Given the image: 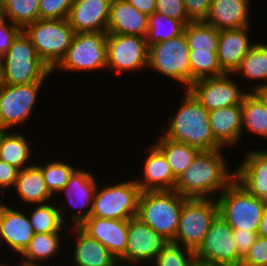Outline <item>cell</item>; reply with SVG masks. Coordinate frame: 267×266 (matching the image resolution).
Returning <instances> with one entry per match:
<instances>
[{"mask_svg": "<svg viewBox=\"0 0 267 266\" xmlns=\"http://www.w3.org/2000/svg\"><path fill=\"white\" fill-rule=\"evenodd\" d=\"M221 150L200 151L177 178L174 191L186 198L211 199V195L221 194L235 180V172L229 173Z\"/></svg>", "mask_w": 267, "mask_h": 266, "instance_id": "6da1fadb", "label": "cell"}, {"mask_svg": "<svg viewBox=\"0 0 267 266\" xmlns=\"http://www.w3.org/2000/svg\"><path fill=\"white\" fill-rule=\"evenodd\" d=\"M174 117L166 123L163 135L170 140L185 143L200 151L222 149L215 139L209 121V111L188 91Z\"/></svg>", "mask_w": 267, "mask_h": 266, "instance_id": "7a4b0ae2", "label": "cell"}, {"mask_svg": "<svg viewBox=\"0 0 267 266\" xmlns=\"http://www.w3.org/2000/svg\"><path fill=\"white\" fill-rule=\"evenodd\" d=\"M0 72L4 84L9 85L44 82L52 73L38 57L35 47L23 30L0 57Z\"/></svg>", "mask_w": 267, "mask_h": 266, "instance_id": "3957f363", "label": "cell"}, {"mask_svg": "<svg viewBox=\"0 0 267 266\" xmlns=\"http://www.w3.org/2000/svg\"><path fill=\"white\" fill-rule=\"evenodd\" d=\"M186 199L174 190L142 191L136 217L159 233L164 240L173 242Z\"/></svg>", "mask_w": 267, "mask_h": 266, "instance_id": "277c9868", "label": "cell"}, {"mask_svg": "<svg viewBox=\"0 0 267 266\" xmlns=\"http://www.w3.org/2000/svg\"><path fill=\"white\" fill-rule=\"evenodd\" d=\"M23 31L30 38L38 57L52 72L65 56L75 34L68 19H38Z\"/></svg>", "mask_w": 267, "mask_h": 266, "instance_id": "5b68a950", "label": "cell"}, {"mask_svg": "<svg viewBox=\"0 0 267 266\" xmlns=\"http://www.w3.org/2000/svg\"><path fill=\"white\" fill-rule=\"evenodd\" d=\"M219 197V198H218ZM219 215L232 229L257 232L267 204L234 180L217 196Z\"/></svg>", "mask_w": 267, "mask_h": 266, "instance_id": "8992f818", "label": "cell"}, {"mask_svg": "<svg viewBox=\"0 0 267 266\" xmlns=\"http://www.w3.org/2000/svg\"><path fill=\"white\" fill-rule=\"evenodd\" d=\"M218 214L217 200L213 198H187L181 209L173 243L195 252L202 244L212 221Z\"/></svg>", "mask_w": 267, "mask_h": 266, "instance_id": "52a82bcc", "label": "cell"}, {"mask_svg": "<svg viewBox=\"0 0 267 266\" xmlns=\"http://www.w3.org/2000/svg\"><path fill=\"white\" fill-rule=\"evenodd\" d=\"M189 50L184 32L170 40L154 43L149 46L148 68L184 84L187 90L191 85Z\"/></svg>", "mask_w": 267, "mask_h": 266, "instance_id": "ba28073f", "label": "cell"}, {"mask_svg": "<svg viewBox=\"0 0 267 266\" xmlns=\"http://www.w3.org/2000/svg\"><path fill=\"white\" fill-rule=\"evenodd\" d=\"M107 32L75 33L71 46L54 69L94 71L107 68Z\"/></svg>", "mask_w": 267, "mask_h": 266, "instance_id": "9c48e42d", "label": "cell"}, {"mask_svg": "<svg viewBox=\"0 0 267 266\" xmlns=\"http://www.w3.org/2000/svg\"><path fill=\"white\" fill-rule=\"evenodd\" d=\"M141 192L135 179L97 189L90 216L130 220L137 216Z\"/></svg>", "mask_w": 267, "mask_h": 266, "instance_id": "30bf717a", "label": "cell"}, {"mask_svg": "<svg viewBox=\"0 0 267 266\" xmlns=\"http://www.w3.org/2000/svg\"><path fill=\"white\" fill-rule=\"evenodd\" d=\"M194 254L199 260L223 266H236L243 258L237 252L233 229L219 214L212 221L202 244Z\"/></svg>", "mask_w": 267, "mask_h": 266, "instance_id": "8fae6325", "label": "cell"}, {"mask_svg": "<svg viewBox=\"0 0 267 266\" xmlns=\"http://www.w3.org/2000/svg\"><path fill=\"white\" fill-rule=\"evenodd\" d=\"M107 68L117 73L146 69L149 46L145 37L107 33Z\"/></svg>", "mask_w": 267, "mask_h": 266, "instance_id": "7c38bea8", "label": "cell"}, {"mask_svg": "<svg viewBox=\"0 0 267 266\" xmlns=\"http://www.w3.org/2000/svg\"><path fill=\"white\" fill-rule=\"evenodd\" d=\"M43 82L30 84H4L0 93V127L10 129L22 124L29 116L37 101V94Z\"/></svg>", "mask_w": 267, "mask_h": 266, "instance_id": "4fadbf2b", "label": "cell"}, {"mask_svg": "<svg viewBox=\"0 0 267 266\" xmlns=\"http://www.w3.org/2000/svg\"><path fill=\"white\" fill-rule=\"evenodd\" d=\"M231 74L194 81L187 89L208 111L228 106L242 105L249 93L241 90L238 83L229 78Z\"/></svg>", "mask_w": 267, "mask_h": 266, "instance_id": "5bb4252c", "label": "cell"}, {"mask_svg": "<svg viewBox=\"0 0 267 266\" xmlns=\"http://www.w3.org/2000/svg\"><path fill=\"white\" fill-rule=\"evenodd\" d=\"M167 243L164 238L139 218L129 220L128 239L125 253L118 259L122 263H147L156 259Z\"/></svg>", "mask_w": 267, "mask_h": 266, "instance_id": "9a60e30c", "label": "cell"}, {"mask_svg": "<svg viewBox=\"0 0 267 266\" xmlns=\"http://www.w3.org/2000/svg\"><path fill=\"white\" fill-rule=\"evenodd\" d=\"M79 227L103 244L117 259L125 253L129 220L89 216Z\"/></svg>", "mask_w": 267, "mask_h": 266, "instance_id": "2e32d148", "label": "cell"}, {"mask_svg": "<svg viewBox=\"0 0 267 266\" xmlns=\"http://www.w3.org/2000/svg\"><path fill=\"white\" fill-rule=\"evenodd\" d=\"M97 187L98 185L93 175L84 169H76L70 176L66 186L61 190L60 193L66 194L68 203L77 208L70 215L74 226H80L89 218ZM79 208H85V210Z\"/></svg>", "mask_w": 267, "mask_h": 266, "instance_id": "e0dca14e", "label": "cell"}, {"mask_svg": "<svg viewBox=\"0 0 267 266\" xmlns=\"http://www.w3.org/2000/svg\"><path fill=\"white\" fill-rule=\"evenodd\" d=\"M111 0H74L68 16L75 33L107 32Z\"/></svg>", "mask_w": 267, "mask_h": 266, "instance_id": "ac0fdd59", "label": "cell"}, {"mask_svg": "<svg viewBox=\"0 0 267 266\" xmlns=\"http://www.w3.org/2000/svg\"><path fill=\"white\" fill-rule=\"evenodd\" d=\"M237 167L235 180L267 204V149L251 150Z\"/></svg>", "mask_w": 267, "mask_h": 266, "instance_id": "d6986e66", "label": "cell"}, {"mask_svg": "<svg viewBox=\"0 0 267 266\" xmlns=\"http://www.w3.org/2000/svg\"><path fill=\"white\" fill-rule=\"evenodd\" d=\"M247 31H249V26L219 30L218 62L227 74L233 75L243 57L255 44L250 42Z\"/></svg>", "mask_w": 267, "mask_h": 266, "instance_id": "ffe728a7", "label": "cell"}, {"mask_svg": "<svg viewBox=\"0 0 267 266\" xmlns=\"http://www.w3.org/2000/svg\"><path fill=\"white\" fill-rule=\"evenodd\" d=\"M150 147V148H149ZM149 153L144 161L143 177L135 181L141 191H172L177 179L163 153L153 144L149 146Z\"/></svg>", "mask_w": 267, "mask_h": 266, "instance_id": "44dd1931", "label": "cell"}, {"mask_svg": "<svg viewBox=\"0 0 267 266\" xmlns=\"http://www.w3.org/2000/svg\"><path fill=\"white\" fill-rule=\"evenodd\" d=\"M148 16L125 0H111L107 33L146 37Z\"/></svg>", "mask_w": 267, "mask_h": 266, "instance_id": "7402d4cb", "label": "cell"}, {"mask_svg": "<svg viewBox=\"0 0 267 266\" xmlns=\"http://www.w3.org/2000/svg\"><path fill=\"white\" fill-rule=\"evenodd\" d=\"M250 0H212L205 22L217 30L249 26Z\"/></svg>", "mask_w": 267, "mask_h": 266, "instance_id": "603a6c76", "label": "cell"}, {"mask_svg": "<svg viewBox=\"0 0 267 266\" xmlns=\"http://www.w3.org/2000/svg\"><path fill=\"white\" fill-rule=\"evenodd\" d=\"M209 121L215 139L223 146H236L242 137V105L209 111Z\"/></svg>", "mask_w": 267, "mask_h": 266, "instance_id": "cb8c5ba5", "label": "cell"}, {"mask_svg": "<svg viewBox=\"0 0 267 266\" xmlns=\"http://www.w3.org/2000/svg\"><path fill=\"white\" fill-rule=\"evenodd\" d=\"M34 235L28 216L16 208L3 205L1 239L12 250L21 255Z\"/></svg>", "mask_w": 267, "mask_h": 266, "instance_id": "d4e9b609", "label": "cell"}, {"mask_svg": "<svg viewBox=\"0 0 267 266\" xmlns=\"http://www.w3.org/2000/svg\"><path fill=\"white\" fill-rule=\"evenodd\" d=\"M76 245L73 263L76 266H113L118 259L99 241L90 237L79 226H73Z\"/></svg>", "mask_w": 267, "mask_h": 266, "instance_id": "484cf974", "label": "cell"}, {"mask_svg": "<svg viewBox=\"0 0 267 266\" xmlns=\"http://www.w3.org/2000/svg\"><path fill=\"white\" fill-rule=\"evenodd\" d=\"M21 201L31 204L48 203L53 197L45 183L43 174L37 165H31L19 171L14 187Z\"/></svg>", "mask_w": 267, "mask_h": 266, "instance_id": "4316f807", "label": "cell"}, {"mask_svg": "<svg viewBox=\"0 0 267 266\" xmlns=\"http://www.w3.org/2000/svg\"><path fill=\"white\" fill-rule=\"evenodd\" d=\"M154 145L163 153L176 179L186 171L200 152L196 147L170 140L163 134Z\"/></svg>", "mask_w": 267, "mask_h": 266, "instance_id": "83f0119b", "label": "cell"}, {"mask_svg": "<svg viewBox=\"0 0 267 266\" xmlns=\"http://www.w3.org/2000/svg\"><path fill=\"white\" fill-rule=\"evenodd\" d=\"M31 153L28 140L24 135L15 131L3 134L0 141V160L22 170L31 166L28 165Z\"/></svg>", "mask_w": 267, "mask_h": 266, "instance_id": "f1b7e54d", "label": "cell"}, {"mask_svg": "<svg viewBox=\"0 0 267 266\" xmlns=\"http://www.w3.org/2000/svg\"><path fill=\"white\" fill-rule=\"evenodd\" d=\"M234 73H241L248 80H265L264 84L251 86V92L267 85V45L256 43L250 51L243 57L239 67Z\"/></svg>", "mask_w": 267, "mask_h": 266, "instance_id": "f546056e", "label": "cell"}, {"mask_svg": "<svg viewBox=\"0 0 267 266\" xmlns=\"http://www.w3.org/2000/svg\"><path fill=\"white\" fill-rule=\"evenodd\" d=\"M183 32L190 50H218L219 30L205 21H191L184 26Z\"/></svg>", "mask_w": 267, "mask_h": 266, "instance_id": "4dcf8cb0", "label": "cell"}, {"mask_svg": "<svg viewBox=\"0 0 267 266\" xmlns=\"http://www.w3.org/2000/svg\"><path fill=\"white\" fill-rule=\"evenodd\" d=\"M244 127L267 139V110L253 92H249L242 102V134Z\"/></svg>", "mask_w": 267, "mask_h": 266, "instance_id": "1f68e13d", "label": "cell"}, {"mask_svg": "<svg viewBox=\"0 0 267 266\" xmlns=\"http://www.w3.org/2000/svg\"><path fill=\"white\" fill-rule=\"evenodd\" d=\"M65 209L68 208L65 206L58 208L49 203L37 204L28 217L35 234L61 232L65 222L63 217Z\"/></svg>", "mask_w": 267, "mask_h": 266, "instance_id": "d6a6232c", "label": "cell"}, {"mask_svg": "<svg viewBox=\"0 0 267 266\" xmlns=\"http://www.w3.org/2000/svg\"><path fill=\"white\" fill-rule=\"evenodd\" d=\"M184 26L180 20H175L162 13L154 12L148 16V31L145 37L146 43L150 46L154 43L177 37L183 33Z\"/></svg>", "mask_w": 267, "mask_h": 266, "instance_id": "836d02e7", "label": "cell"}, {"mask_svg": "<svg viewBox=\"0 0 267 266\" xmlns=\"http://www.w3.org/2000/svg\"><path fill=\"white\" fill-rule=\"evenodd\" d=\"M60 234V232L35 234L20 256L23 257L22 259L34 263L52 258L58 253L61 246Z\"/></svg>", "mask_w": 267, "mask_h": 266, "instance_id": "e575fe53", "label": "cell"}, {"mask_svg": "<svg viewBox=\"0 0 267 266\" xmlns=\"http://www.w3.org/2000/svg\"><path fill=\"white\" fill-rule=\"evenodd\" d=\"M3 18L23 30L39 19V0H3Z\"/></svg>", "mask_w": 267, "mask_h": 266, "instance_id": "d590c367", "label": "cell"}, {"mask_svg": "<svg viewBox=\"0 0 267 266\" xmlns=\"http://www.w3.org/2000/svg\"><path fill=\"white\" fill-rule=\"evenodd\" d=\"M191 84L199 79L218 77L226 74L218 62L217 51L189 50Z\"/></svg>", "mask_w": 267, "mask_h": 266, "instance_id": "8d00e7d4", "label": "cell"}, {"mask_svg": "<svg viewBox=\"0 0 267 266\" xmlns=\"http://www.w3.org/2000/svg\"><path fill=\"white\" fill-rule=\"evenodd\" d=\"M44 177L47 188L52 196L58 194L68 183L70 176L76 170L73 166L61 161H51L46 165H37Z\"/></svg>", "mask_w": 267, "mask_h": 266, "instance_id": "74e56055", "label": "cell"}, {"mask_svg": "<svg viewBox=\"0 0 267 266\" xmlns=\"http://www.w3.org/2000/svg\"><path fill=\"white\" fill-rule=\"evenodd\" d=\"M194 258V251L182 245L167 242L152 264L154 266H190Z\"/></svg>", "mask_w": 267, "mask_h": 266, "instance_id": "f35d334b", "label": "cell"}, {"mask_svg": "<svg viewBox=\"0 0 267 266\" xmlns=\"http://www.w3.org/2000/svg\"><path fill=\"white\" fill-rule=\"evenodd\" d=\"M74 0H39V19H68Z\"/></svg>", "mask_w": 267, "mask_h": 266, "instance_id": "ab89813d", "label": "cell"}, {"mask_svg": "<svg viewBox=\"0 0 267 266\" xmlns=\"http://www.w3.org/2000/svg\"><path fill=\"white\" fill-rule=\"evenodd\" d=\"M155 12L162 13L175 20H180L184 25L191 22L183 0H156Z\"/></svg>", "mask_w": 267, "mask_h": 266, "instance_id": "60d3db41", "label": "cell"}, {"mask_svg": "<svg viewBox=\"0 0 267 266\" xmlns=\"http://www.w3.org/2000/svg\"><path fill=\"white\" fill-rule=\"evenodd\" d=\"M241 263L245 266H267V237L258 236Z\"/></svg>", "mask_w": 267, "mask_h": 266, "instance_id": "b9f144b4", "label": "cell"}, {"mask_svg": "<svg viewBox=\"0 0 267 266\" xmlns=\"http://www.w3.org/2000/svg\"><path fill=\"white\" fill-rule=\"evenodd\" d=\"M22 29L3 17L0 18V57L3 56Z\"/></svg>", "mask_w": 267, "mask_h": 266, "instance_id": "7bdbcfd3", "label": "cell"}, {"mask_svg": "<svg viewBox=\"0 0 267 266\" xmlns=\"http://www.w3.org/2000/svg\"><path fill=\"white\" fill-rule=\"evenodd\" d=\"M183 2L191 21H205L208 17L212 0H183Z\"/></svg>", "mask_w": 267, "mask_h": 266, "instance_id": "ee69618b", "label": "cell"}, {"mask_svg": "<svg viewBox=\"0 0 267 266\" xmlns=\"http://www.w3.org/2000/svg\"><path fill=\"white\" fill-rule=\"evenodd\" d=\"M234 242L237 247V252L244 257V255L249 251L250 247L256 242L258 238L257 232L244 231L233 229Z\"/></svg>", "mask_w": 267, "mask_h": 266, "instance_id": "f6af8a7d", "label": "cell"}, {"mask_svg": "<svg viewBox=\"0 0 267 266\" xmlns=\"http://www.w3.org/2000/svg\"><path fill=\"white\" fill-rule=\"evenodd\" d=\"M19 171L15 166L0 160V189L2 191L8 187H14Z\"/></svg>", "mask_w": 267, "mask_h": 266, "instance_id": "bcb514c9", "label": "cell"}, {"mask_svg": "<svg viewBox=\"0 0 267 266\" xmlns=\"http://www.w3.org/2000/svg\"><path fill=\"white\" fill-rule=\"evenodd\" d=\"M147 16L156 11V0H125Z\"/></svg>", "mask_w": 267, "mask_h": 266, "instance_id": "7dc6e473", "label": "cell"}, {"mask_svg": "<svg viewBox=\"0 0 267 266\" xmlns=\"http://www.w3.org/2000/svg\"><path fill=\"white\" fill-rule=\"evenodd\" d=\"M257 233L259 236L267 237V207L264 209Z\"/></svg>", "mask_w": 267, "mask_h": 266, "instance_id": "c3c4849f", "label": "cell"}, {"mask_svg": "<svg viewBox=\"0 0 267 266\" xmlns=\"http://www.w3.org/2000/svg\"><path fill=\"white\" fill-rule=\"evenodd\" d=\"M253 93L261 100L267 110V85L254 90Z\"/></svg>", "mask_w": 267, "mask_h": 266, "instance_id": "681fc988", "label": "cell"}, {"mask_svg": "<svg viewBox=\"0 0 267 266\" xmlns=\"http://www.w3.org/2000/svg\"><path fill=\"white\" fill-rule=\"evenodd\" d=\"M190 266H223L219 264H214L211 262L199 260L197 258H194L193 261L191 262Z\"/></svg>", "mask_w": 267, "mask_h": 266, "instance_id": "f907efd6", "label": "cell"}, {"mask_svg": "<svg viewBox=\"0 0 267 266\" xmlns=\"http://www.w3.org/2000/svg\"><path fill=\"white\" fill-rule=\"evenodd\" d=\"M7 266H10V265H7ZM17 266H42V265H40L39 263H34V262H29V261L23 260Z\"/></svg>", "mask_w": 267, "mask_h": 266, "instance_id": "816d5d0a", "label": "cell"}, {"mask_svg": "<svg viewBox=\"0 0 267 266\" xmlns=\"http://www.w3.org/2000/svg\"><path fill=\"white\" fill-rule=\"evenodd\" d=\"M2 213H3V204H0V240H1V232H2Z\"/></svg>", "mask_w": 267, "mask_h": 266, "instance_id": "f5cc1de1", "label": "cell"}, {"mask_svg": "<svg viewBox=\"0 0 267 266\" xmlns=\"http://www.w3.org/2000/svg\"><path fill=\"white\" fill-rule=\"evenodd\" d=\"M3 17V0H0V18Z\"/></svg>", "mask_w": 267, "mask_h": 266, "instance_id": "db71d44e", "label": "cell"}, {"mask_svg": "<svg viewBox=\"0 0 267 266\" xmlns=\"http://www.w3.org/2000/svg\"><path fill=\"white\" fill-rule=\"evenodd\" d=\"M3 85H4V82H3V78H2V75H1V72H0V93H1Z\"/></svg>", "mask_w": 267, "mask_h": 266, "instance_id": "11a10c76", "label": "cell"}, {"mask_svg": "<svg viewBox=\"0 0 267 266\" xmlns=\"http://www.w3.org/2000/svg\"><path fill=\"white\" fill-rule=\"evenodd\" d=\"M128 264L125 265V263L123 264L122 262L120 263V261H117L113 266H127Z\"/></svg>", "mask_w": 267, "mask_h": 266, "instance_id": "9f6ffc18", "label": "cell"}, {"mask_svg": "<svg viewBox=\"0 0 267 266\" xmlns=\"http://www.w3.org/2000/svg\"><path fill=\"white\" fill-rule=\"evenodd\" d=\"M5 132H6V130L0 127V141H1V138Z\"/></svg>", "mask_w": 267, "mask_h": 266, "instance_id": "6f0895ef", "label": "cell"}, {"mask_svg": "<svg viewBox=\"0 0 267 266\" xmlns=\"http://www.w3.org/2000/svg\"><path fill=\"white\" fill-rule=\"evenodd\" d=\"M0 266H7L6 264H4V263H0Z\"/></svg>", "mask_w": 267, "mask_h": 266, "instance_id": "680465c9", "label": "cell"}, {"mask_svg": "<svg viewBox=\"0 0 267 266\" xmlns=\"http://www.w3.org/2000/svg\"><path fill=\"white\" fill-rule=\"evenodd\" d=\"M236 266H245V265H243L242 263H240V264H238V265H236Z\"/></svg>", "mask_w": 267, "mask_h": 266, "instance_id": "91938a15", "label": "cell"}]
</instances>
